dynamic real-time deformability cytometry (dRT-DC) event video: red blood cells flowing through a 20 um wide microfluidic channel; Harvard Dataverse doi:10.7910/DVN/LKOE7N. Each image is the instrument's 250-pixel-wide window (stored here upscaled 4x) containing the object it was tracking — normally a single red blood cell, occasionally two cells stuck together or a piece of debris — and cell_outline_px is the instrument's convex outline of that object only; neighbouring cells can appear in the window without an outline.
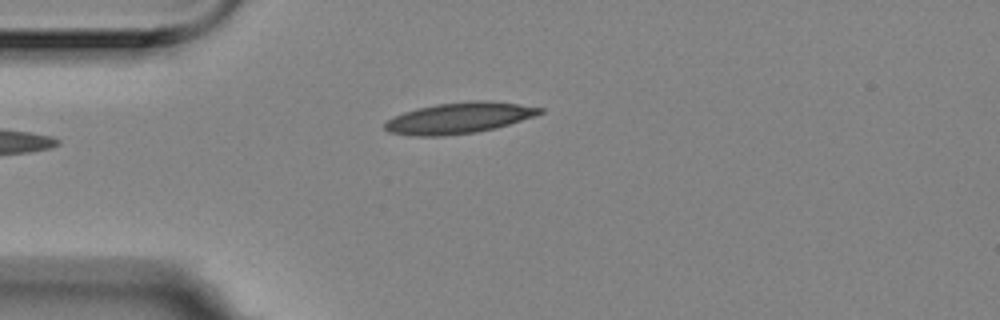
{"species": "Egyptian fruit bat (a non-hibernating species)", "species_latin": "Rousettus aegyptiacus", "temperature_condition": "room temperature", "stored_images_in_passage": 3, "camera_frame_rate_fps": 3000, "um_per_image_px": 0.085, "animal": {"sex": "female"}, "frame": {"image": 1, "passage_image": 3, "time_ms": 0.667, "image_size_px": [1000, 320], "cell_outline_px": [[544, 112], [496, 128], [476, 132], [444, 136], [412, 136], [388, 132], [384, 128], [384, 124], [392, 116], [416, 108], [436, 104], [472, 100], [488, 100], [520, 104], [544, 108]], "centroid_in_image_um": [38.98, 10.02], "position_along_channel_um": 46.0, "area_um2": 28.09}}